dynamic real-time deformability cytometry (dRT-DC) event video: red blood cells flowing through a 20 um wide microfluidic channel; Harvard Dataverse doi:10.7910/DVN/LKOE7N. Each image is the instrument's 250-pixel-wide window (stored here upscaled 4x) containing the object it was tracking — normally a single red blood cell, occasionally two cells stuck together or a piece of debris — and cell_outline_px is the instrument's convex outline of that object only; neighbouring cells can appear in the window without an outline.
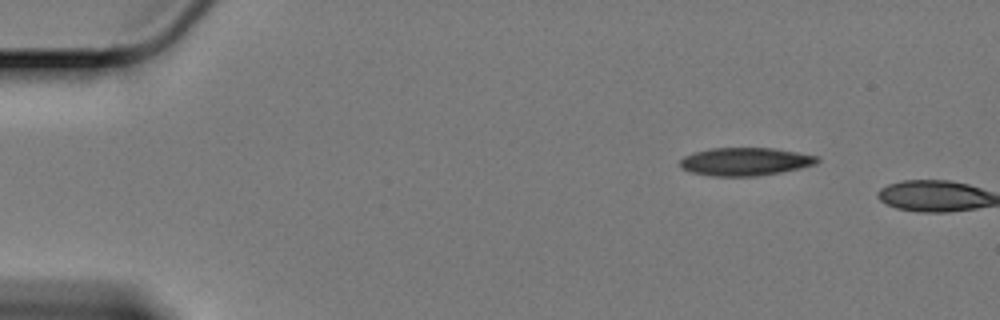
{"species": "Egyptian fruit bat (a non-hibernating species)", "species_latin": "Rousettus aegyptiacus", "temperature_condition": "cold", "stored_images_in_passage": 3, "camera_frame_rate_fps": 3000, "um_per_image_px": 0.085, "animal": {"sex": "female"}, "frame": {"image": 1, "passage_image": 1, "time_ms": 0.0, "image_size_px": [1000, 320], "cell_outline_px": [[820, 160], [816, 164], [800, 168], [780, 172], [756, 176], [712, 176], [692, 172], [680, 168], [680, 160], [684, 156], [696, 152], [712, 148], [772, 148], [820, 156]], "centroid_in_image_um": [63.36, 13.73], "position_along_channel_um": 21.6, "area_um2": 22.31}}